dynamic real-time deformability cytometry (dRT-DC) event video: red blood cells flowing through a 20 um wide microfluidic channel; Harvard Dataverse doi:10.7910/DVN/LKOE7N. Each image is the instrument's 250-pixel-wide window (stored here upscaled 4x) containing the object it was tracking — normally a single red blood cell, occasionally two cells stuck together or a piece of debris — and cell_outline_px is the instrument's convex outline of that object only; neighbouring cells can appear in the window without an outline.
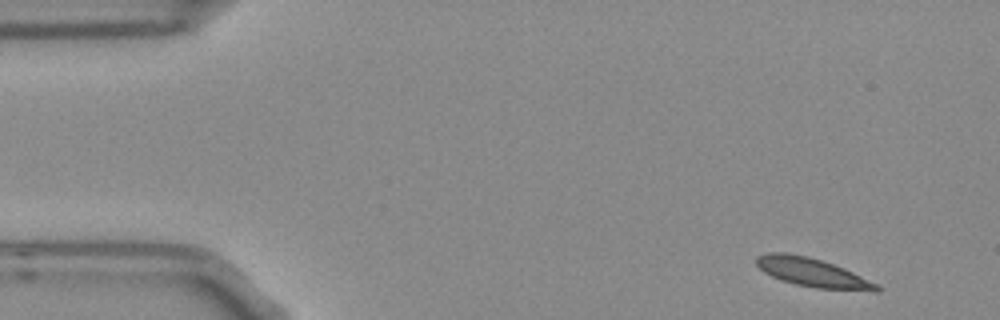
{"species": "Egyptian fruit bat (a non-hibernating species)", "species_latin": "Rousettus aegyptiacus", "temperature_condition": "room temperature", "stored_images_in_passage": 4, "camera_frame_rate_fps": 3000, "um_per_image_px": 0.085, "frame": {"image": 1, "passage_image": 1, "time_ms": 0.0, "image_size_px": [1000, 320], "cell_outline_px": [[880, 292], [872, 292], [816, 288], [796, 284], [780, 280], [764, 272], [756, 264], [756, 256], [768, 252], [784, 252], [808, 256], [844, 268], [876, 284], [880, 288]], "centroid_in_image_um": [69.04, 23.17], "position_along_channel_um": 16.0, "area_um2": 20.11}}
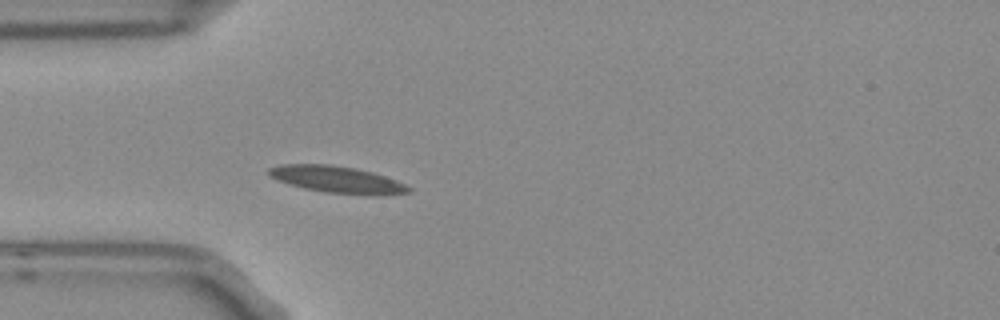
{"frame": {"image": 2, "passage_image": 4, "time_ms": 1.0, "image_size_px": [1000, 320], "cell_outline_px": [[412, 192], [384, 196], [372, 196], [324, 192], [304, 188], [288, 184], [276, 180], [268, 176], [264, 172], [268, 168], [280, 164], [328, 164], [356, 168], [372, 172], [396, 180], [412, 188]], "centroid_in_image_um": [28.64, 15.27], "position_along_channel_um": 56.4, "area_um2": 22.37}}